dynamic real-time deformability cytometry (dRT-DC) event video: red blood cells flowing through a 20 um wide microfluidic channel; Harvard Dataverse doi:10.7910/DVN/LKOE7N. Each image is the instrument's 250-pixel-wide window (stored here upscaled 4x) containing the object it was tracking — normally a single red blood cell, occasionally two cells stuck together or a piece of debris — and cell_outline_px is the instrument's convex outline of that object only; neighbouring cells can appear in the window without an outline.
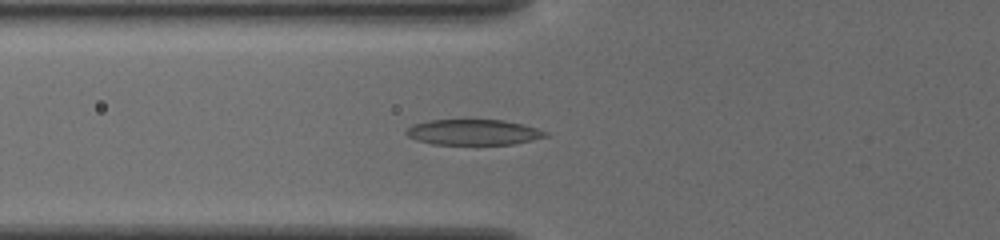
{"species": "common noctule bat (a hibernating species)", "species_latin": "Nyctalus noctula", "temperature_condition": "cold", "stored_images_in_passage": 18, "camera_frame_rate_fps": 3000, "um_per_image_px": 0.085, "animal": {"sex": "female", "body_mass_g": 19.5, "forearm_length_mm": 54.1}, "frame": {"image": 1, "passage_image": 13, "time_ms": 4.0, "image_size_px": [1000, 240], "cell_outline_px": [[548, 136], [532, 140], [512, 144], [432, 144], [416, 140], [408, 136], [404, 132], [412, 124], [432, 120], [504, 120], [536, 128], [548, 132]], "centroid_in_image_um": [40.22, 11.24], "position_along_channel_um": 85.6, "area_um2": 20.58}}
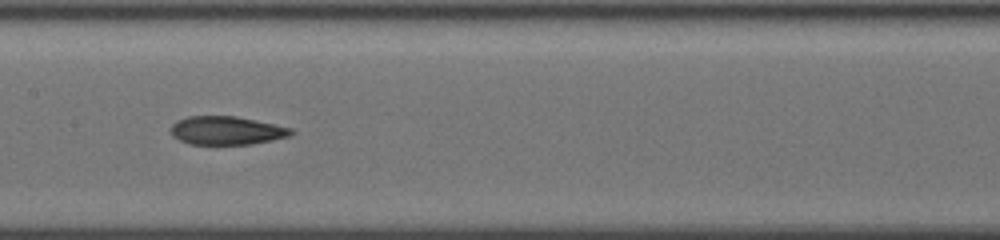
{"frame": {"image": 2, "passage_image": 16, "time_ms": 5.0, "image_size_px": [1000, 240], "cell_outline_px": [[296, 132], [288, 136], [272, 140], [252, 144], [192, 144], [180, 140], [172, 132], [172, 124], [188, 116], [236, 116], [256, 120], [292, 128]], "centroid_in_image_um": [19.32, 11.09], "position_along_channel_um": 188.1, "area_um2": 19.65}}
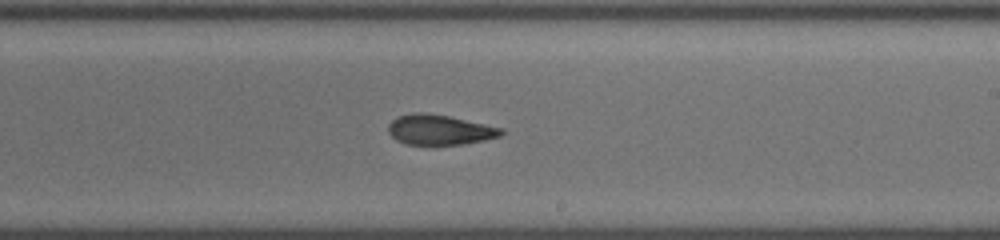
{"frame": {"image": 3, "passage_image": 18, "time_ms": 5.667, "image_size_px": [1000, 240], "cell_outline_px": [[504, 132], [500, 136], [484, 140], [464, 144], [408, 144], [396, 140], [388, 132], [388, 124], [396, 116], [412, 112], [420, 112], [448, 116], [504, 128]], "centroid_in_image_um": [37.35, 11.02], "position_along_channel_um": 251.6, "area_um2": 19.77}}